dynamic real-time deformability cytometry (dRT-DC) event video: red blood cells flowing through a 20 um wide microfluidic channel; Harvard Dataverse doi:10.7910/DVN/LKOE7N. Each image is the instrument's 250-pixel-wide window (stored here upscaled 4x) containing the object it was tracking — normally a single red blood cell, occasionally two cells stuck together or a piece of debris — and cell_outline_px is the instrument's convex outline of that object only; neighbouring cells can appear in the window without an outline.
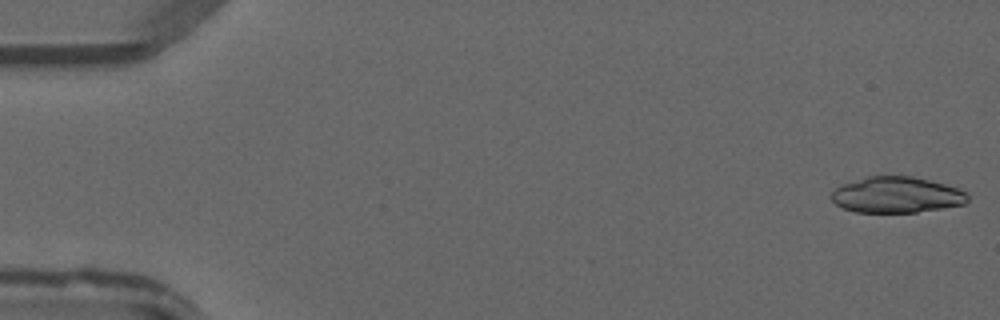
{"species": "common noctule bat (a hibernating species)", "species_latin": "Nyctalus noctula", "temperature_condition": "warm", "stored_images_in_passage": 5, "camera_frame_rate_fps": 3000, "um_per_image_px": 0.085, "animal": {"sex": "male", "forearm_length_mm": 52.5}, "frame": {"image": 1, "passage_image": 1, "time_ms": 0.0, "image_size_px": [1000, 320], "cell_outline_px": [[968, 200], [964, 204], [944, 208], [916, 212], [856, 212], [844, 208], [836, 204], [832, 200], [832, 192], [840, 184], [868, 176], [912, 176], [944, 184], [956, 188], [964, 192], [968, 196]], "centroid_in_image_um": [76.19, 16.56], "position_along_channel_um": 8.8, "area_um2": 28.38}}